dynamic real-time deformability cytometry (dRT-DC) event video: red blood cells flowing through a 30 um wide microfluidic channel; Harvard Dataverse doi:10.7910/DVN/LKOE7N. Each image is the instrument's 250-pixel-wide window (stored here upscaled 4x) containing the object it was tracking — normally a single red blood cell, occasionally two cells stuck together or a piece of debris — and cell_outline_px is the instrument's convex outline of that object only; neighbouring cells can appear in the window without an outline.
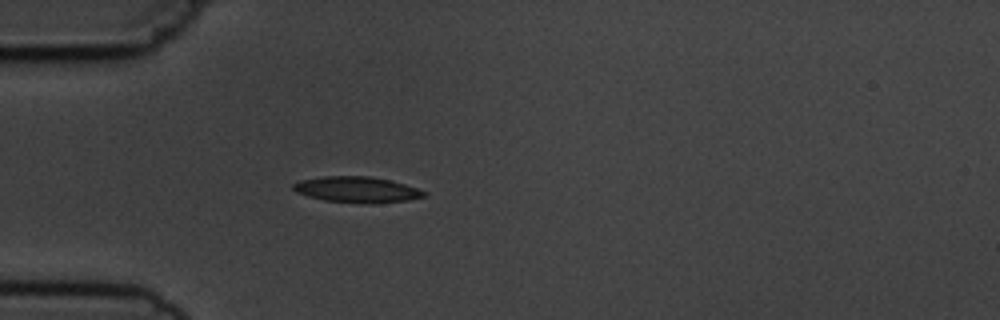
{"species": "common noctule bat (a hibernating species)", "species_latin": "Nyctalus noctula", "temperature_condition": "cold", "stored_images_in_passage": 2, "camera_frame_rate_fps": 3000, "um_per_image_px": 0.085, "animal": {"sex": "male", "body_mass_g": 19.5, "forearm_length_mm": 54.6}, "frame": {"image": 1, "passage_image": 2, "time_ms": 1.333, "image_size_px": [1000, 320], "cell_outline_px": [[428, 196], [408, 200], [376, 204], [364, 204], [324, 200], [308, 196], [296, 192], [292, 188], [292, 184], [300, 180], [324, 176], [372, 176], [404, 184], [428, 192]], "centroid_in_image_um": [30.36, 16.12], "position_along_channel_um": 54.6, "area_um2": 19.94}}